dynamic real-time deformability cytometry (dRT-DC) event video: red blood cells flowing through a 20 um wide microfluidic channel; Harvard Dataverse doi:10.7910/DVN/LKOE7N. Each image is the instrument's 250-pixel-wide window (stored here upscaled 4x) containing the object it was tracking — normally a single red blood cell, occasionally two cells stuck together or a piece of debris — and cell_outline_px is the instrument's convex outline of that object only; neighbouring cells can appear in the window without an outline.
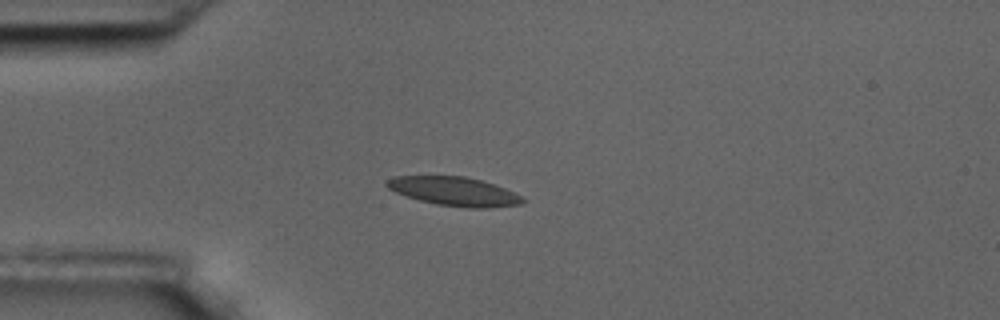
{"species": "common noctule bat (a hibernating species)", "species_latin": "Nyctalus noctula", "temperature_condition": "room temperature", "stored_images_in_passage": 6, "camera_frame_rate_fps": 3000, "um_per_image_px": 0.085, "animal": {"sex": "male", "body_mass_g": 17.5, "forearm_length_mm": 52.3}, "frame": {"image": 1, "passage_image": 4, "time_ms": 1.0, "image_size_px": [1000, 320], "cell_outline_px": [[524, 200], [520, 204], [488, 208], [468, 208], [436, 204], [420, 200], [396, 192], [388, 188], [384, 184], [384, 180], [392, 176], [464, 176], [480, 180], [504, 188], [520, 196]], "centroid_in_image_um": [38.54, 16.26], "position_along_channel_um": 46.5, "area_um2": 22.6}}